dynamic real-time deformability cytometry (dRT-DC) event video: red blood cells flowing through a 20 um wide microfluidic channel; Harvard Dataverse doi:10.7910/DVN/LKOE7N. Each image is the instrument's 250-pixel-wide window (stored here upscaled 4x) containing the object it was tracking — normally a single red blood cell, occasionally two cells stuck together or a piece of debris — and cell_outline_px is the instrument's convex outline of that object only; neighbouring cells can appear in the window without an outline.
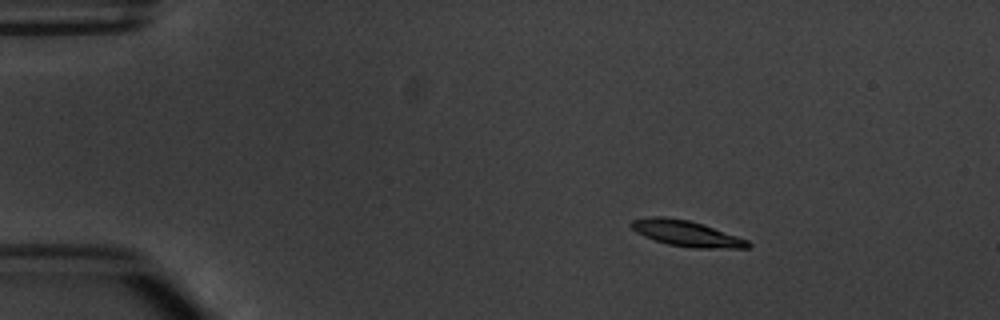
{"species": "common noctule bat (a hibernating species)", "species_latin": "Nyctalus noctula", "temperature_condition": "warm", "stored_images_in_passage": 7, "camera_frame_rate_fps": 3000, "um_per_image_px": 0.085, "animal": {"sex": "male", "body_mass_g": 20.1, "forearm_length_mm": 53.5}, "frame": {"image": 1, "passage_image": 2, "time_ms": 1.333, "image_size_px": [1000, 320], "cell_outline_px": [[752, 244], [748, 248], [692, 248], [668, 244], [644, 236], [636, 232], [628, 224], [632, 220], [652, 216], [664, 216], [688, 220], [748, 240]], "centroid_in_image_um": [58.3, 19.84], "position_along_channel_um": 26.7, "area_um2": 17.28}}
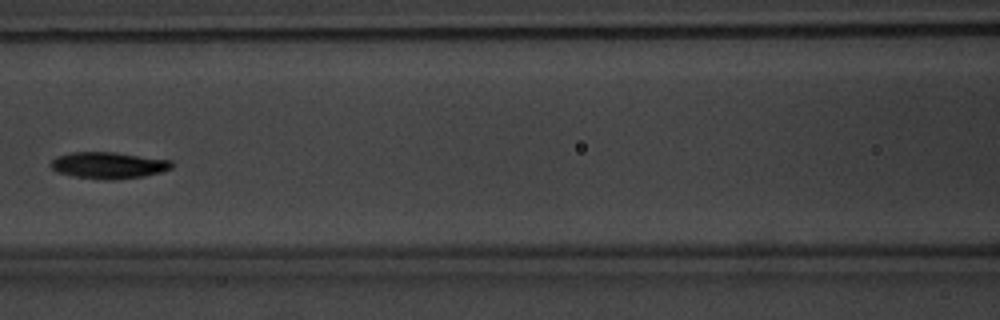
{"frame": {"image": 2, "passage_image": 6, "time_ms": 6.667, "image_size_px": [1000, 320], "cell_outline_px": [[172, 168], [160, 172], [144, 176], [116, 180], [104, 180], [72, 176], [56, 172], [52, 168], [52, 160], [56, 156], [72, 152], [116, 152], [172, 160]], "centroid_in_image_um": [9.22, 14.05], "position_along_channel_um": 157.4, "area_um2": 18.84}}
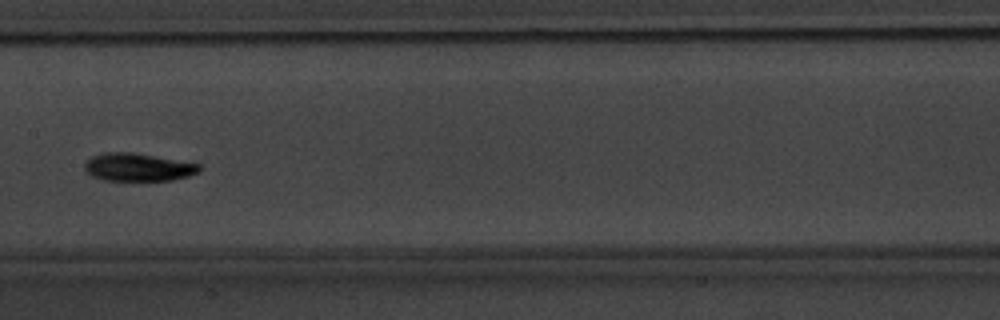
{"frame": {"image": 3, "passage_image": 7, "time_ms": 7.667, "image_size_px": [1000, 320], "cell_outline_px": [[200, 172], [188, 176], [172, 180], [104, 180], [92, 176], [84, 168], [84, 164], [92, 156], [104, 152], [132, 152], [200, 164]], "centroid_in_image_um": [11.73, 14.21], "position_along_channel_um": 195.7, "area_um2": 18.5}}